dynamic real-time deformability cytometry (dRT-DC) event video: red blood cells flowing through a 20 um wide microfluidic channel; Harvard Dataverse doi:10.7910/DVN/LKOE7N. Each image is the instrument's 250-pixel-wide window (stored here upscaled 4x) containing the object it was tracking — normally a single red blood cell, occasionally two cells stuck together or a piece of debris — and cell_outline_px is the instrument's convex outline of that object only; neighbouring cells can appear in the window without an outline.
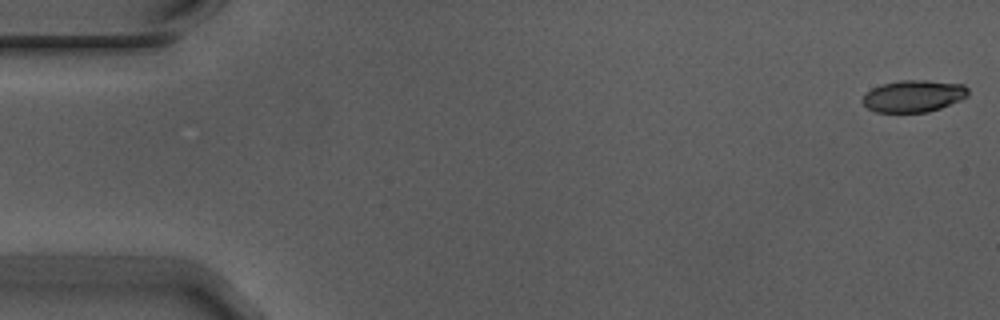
{"species": "Egyptian fruit bat (a non-hibernating species)", "species_latin": "Rousettus aegyptiacus", "temperature_condition": "warm", "stored_images_in_passage": 55, "camera_frame_rate_fps": 3000, "um_per_image_px": 0.085, "animal": {"sex": "male"}, "frame": {"image": 1, "passage_image": 1, "time_ms": 0.0, "image_size_px": [1000, 320], "cell_outline_px": [[968, 96], [960, 100], [940, 108], [928, 112], [876, 112], [868, 108], [860, 100], [864, 92], [872, 88], [884, 84], [900, 80], [928, 80], [964, 84], [968, 88]], "centroid_in_image_um": [77.64, 8.16], "position_along_channel_um": 7.4, "area_um2": 19.77}}
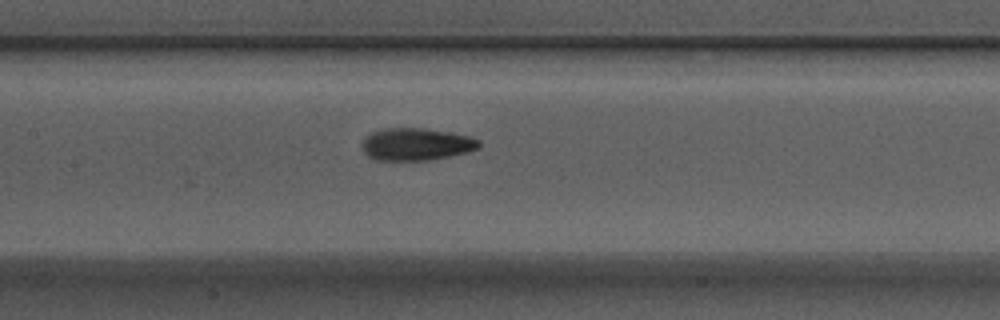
{"frame": {"image": 2, "passage_image": 26, "time_ms": 8.333, "image_size_px": [1000, 320], "cell_outline_px": [[480, 148], [468, 152], [428, 160], [376, 160], [368, 156], [364, 152], [360, 144], [364, 136], [372, 132], [384, 128], [424, 128], [452, 132], [472, 136], [480, 140]], "centroid_in_image_um": [35.38, 12.25], "position_along_channel_um": 172.0, "area_um2": 22.37}}
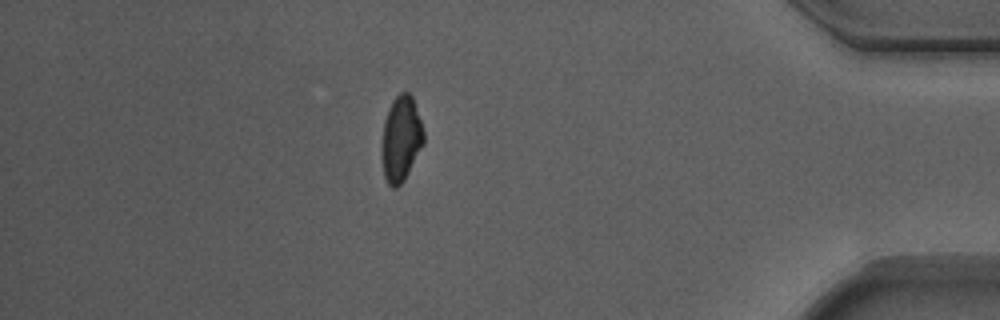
{"frame": {"image": 3, "passage_image": 48, "time_ms": 15.667, "image_size_px": [1000, 320], "cell_outline_px": [[424, 144], [404, 180], [396, 188], [392, 188], [388, 184], [384, 176], [380, 152], [384, 120], [388, 108], [392, 100], [400, 92], [408, 92], [412, 96], [424, 132]], "centroid_in_image_um": [34.06, 11.81], "position_along_channel_um": 401.1, "area_um2": 21.1}, "authors_computed_cell_mechanics": {"area_um2": 21.1548, "velocity_mm_per_s": 3.7343, "shape_relaxation_time_tau1_ms": 4.5585, "shape_relaxation_time_tau2_ms": 2.4519, "deformation_change_tau1": 0.1794, "deformation_change_tau2": 0.0843}}